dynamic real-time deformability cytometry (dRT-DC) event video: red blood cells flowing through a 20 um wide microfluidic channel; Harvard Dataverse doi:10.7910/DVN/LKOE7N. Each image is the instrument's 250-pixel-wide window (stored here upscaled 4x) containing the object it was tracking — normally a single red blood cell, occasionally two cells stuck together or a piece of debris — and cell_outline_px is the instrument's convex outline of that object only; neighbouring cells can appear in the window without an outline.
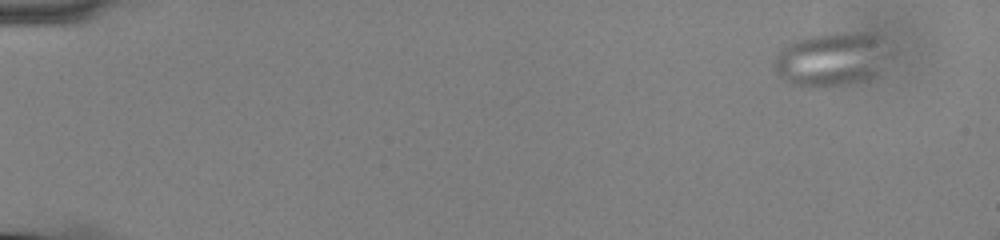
{"species": "common noctule bat (a hibernating species)", "species_latin": "Nyctalus noctula", "temperature_condition": "cold", "stored_images_in_passage": 55, "camera_frame_rate_fps": 3000, "um_per_image_px": 0.085, "animal": {"sex": "male", "body_mass_g": 13.0, "forearm_length_mm": 53.1}, "frame": {"image": 1, "passage_image": 4, "time_ms": 1.0, "image_size_px": [1000, 240], "cell_outline_px": [[900, 52], [896, 56], [868, 76], [860, 80], [844, 84], [816, 88], [808, 88], [792, 84], [784, 80], [772, 68], [772, 64], [776, 56], [792, 40], [804, 36], [824, 32], [872, 32], [892, 40]], "centroid_in_image_um": [70.82, 4.95], "position_along_channel_um": 14.2, "area_um2": 38.03}}
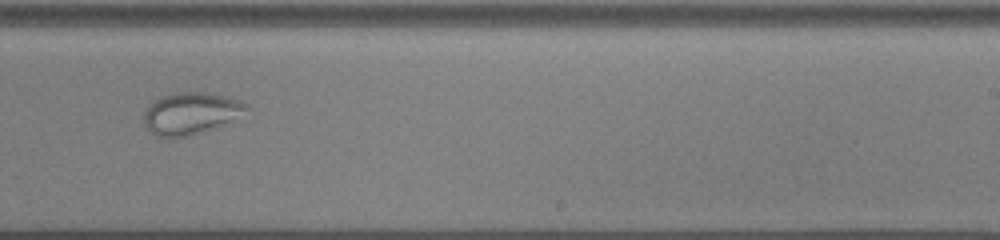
{"frame": {"image": 2, "passage_image": 37, "time_ms": 12.0, "image_size_px": [1000, 240], "cell_outline_px": [[252, 108], [216, 128], [188, 136], [156, 136], [144, 124], [144, 108], [148, 104], [160, 96], [176, 92], [204, 92], [228, 96], [248, 104]], "centroid_in_image_um": [16.21, 9.61], "position_along_channel_um": 272.8, "area_um2": 25.09}}
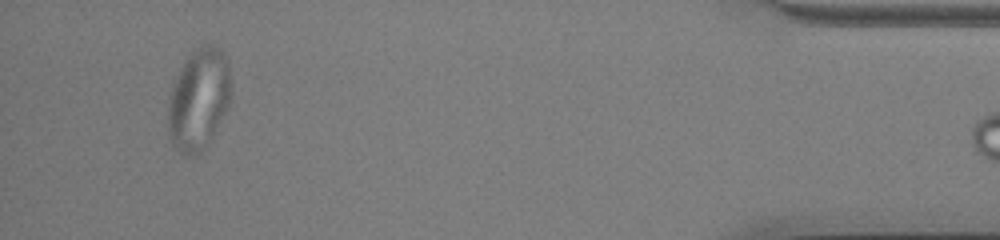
{"frame": {"image": 3, "passage_image": 54, "time_ms": 17.667, "image_size_px": [1000, 240], "cell_outline_px": [[232, 80], [228, 108], [208, 144], [200, 152], [192, 156], [188, 156], [180, 152], [168, 140], [168, 104], [172, 84], [180, 68], [188, 56], [196, 48], [204, 44], [212, 44], [220, 48], [224, 52], [228, 60]], "centroid_in_image_um": [16.9, 8.43], "position_along_channel_um": 418.3, "area_um2": 37.8}}